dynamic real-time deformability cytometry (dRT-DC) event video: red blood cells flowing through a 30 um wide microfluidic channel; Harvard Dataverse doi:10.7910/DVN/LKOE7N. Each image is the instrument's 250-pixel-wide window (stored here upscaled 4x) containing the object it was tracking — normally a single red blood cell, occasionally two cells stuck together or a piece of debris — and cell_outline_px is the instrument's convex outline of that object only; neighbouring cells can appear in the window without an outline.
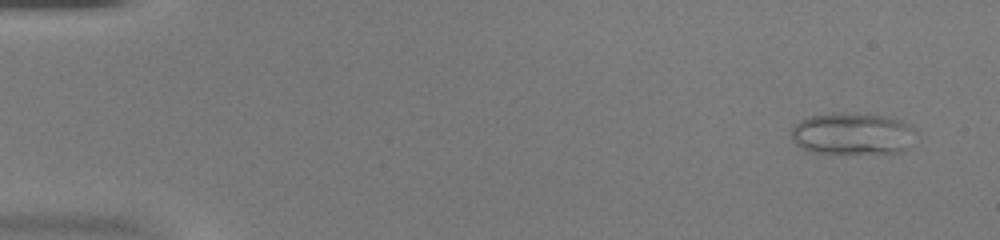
{"species": "common noctule bat (a hibernating species)", "species_latin": "Nyctalus noctula", "temperature_condition": "warm", "stored_images_in_passage": 53, "camera_frame_rate_fps": 3000, "um_per_image_px": 0.085, "animal": {"sex": "female", "body_mass_g": 20.0, "forearm_length_mm": 54.0}, "frame": {"image": 1, "passage_image": 4, "time_ms": 1.0, "image_size_px": [1000, 240], "cell_outline_px": [[912, 128], [904, 148], [900, 152], [808, 152], [796, 144], [792, 140], [792, 128], [800, 120], [808, 116], [832, 112], [844, 112], [884, 116], [900, 120], [908, 124]], "centroid_in_image_um": [72.31, 11.33], "position_along_channel_um": 12.7, "area_um2": 29.54}}
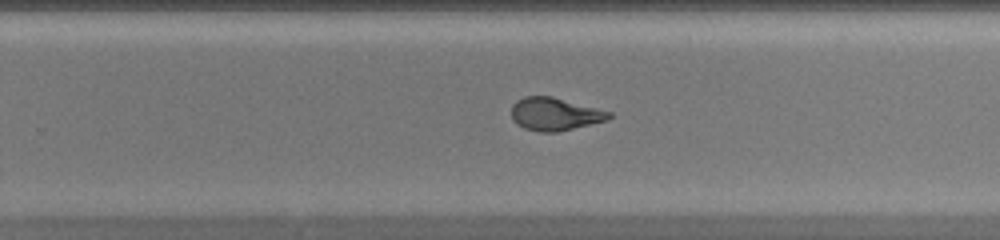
{"frame": {"image": 2, "passage_image": 35, "time_ms": 11.333, "image_size_px": [1000, 240], "cell_outline_px": [[612, 116], [608, 120], [556, 132], [540, 132], [524, 128], [516, 124], [512, 120], [512, 104], [516, 100], [524, 96], [552, 96], [612, 112]], "centroid_in_image_um": [47.14, 9.69], "position_along_channel_um": 282.7, "area_um2": 18.73}}
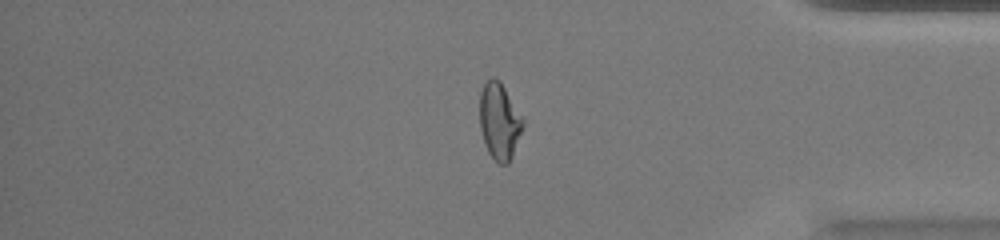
{"frame": {"image": 3, "passage_image": 45, "time_ms": 14.667, "image_size_px": [1000, 240], "cell_outline_px": [[524, 124], [512, 156], [508, 164], [500, 164], [488, 152], [480, 128], [480, 92], [484, 84], [492, 76], [500, 80], [524, 116]], "centroid_in_image_um": [42.47, 10.26], "position_along_channel_um": 392.7, "area_um2": 19.36}, "authors_computed_cell_mechanics": {"area_um2": 20.7502, "velocity_mm_per_s": 3.9449, "shape_relaxation_time_tau1_ms": 11.15, "shape_relaxation_time_tau2_ms": 1.1885, "deformation_change_tau1": 0.3256, "deformation_change_tau2": 0.0705}}